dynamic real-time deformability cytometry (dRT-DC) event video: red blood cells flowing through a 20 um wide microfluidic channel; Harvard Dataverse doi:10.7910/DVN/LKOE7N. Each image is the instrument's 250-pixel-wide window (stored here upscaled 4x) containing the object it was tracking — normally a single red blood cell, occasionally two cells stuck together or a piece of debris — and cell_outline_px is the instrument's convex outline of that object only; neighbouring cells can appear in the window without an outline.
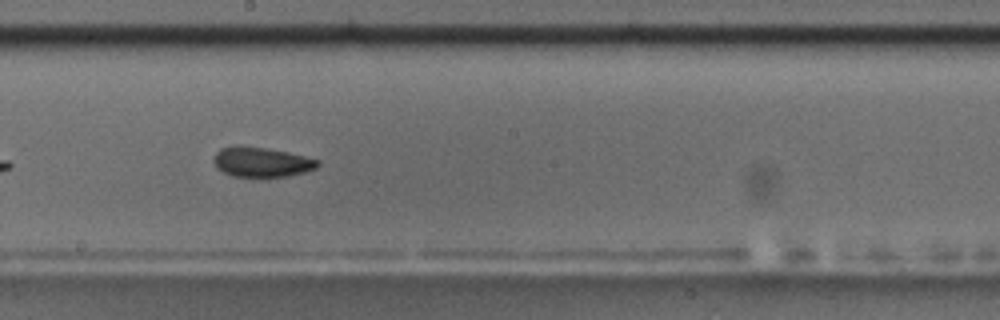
{"species": "common noctule bat (a hibernating species)", "species_latin": "Nyctalus noctula", "temperature_condition": "room temperature", "stored_images_in_passage": 15, "camera_frame_rate_fps": 3000, "um_per_image_px": 0.085, "animal": {"sex": "male", "body_mass_g": 17.5, "forearm_length_mm": 52.3}, "frame": {"image": 1, "passage_image": 9, "time_ms": 10.0, "image_size_px": [1000, 320], "cell_outline_px": [[320, 164], [316, 168], [308, 172], [288, 176], [232, 176], [216, 168], [212, 160], [216, 152], [220, 148], [236, 144], [264, 148], [288, 152], [320, 160]], "centroid_in_image_um": [22.22, 13.76], "position_along_channel_um": 226.0, "area_um2": 18.26}, "authors_computed_cell_mechanics": {"area_um2": 18.7272, "velocity_mm_per_s": 3.6718, "shape_relaxation_time_tau1_ms": null, "shape_relaxation_time_tau2_ms": 2.9355, "deformation_change_tau1": null, "deformation_change_tau2": 0.0384}}